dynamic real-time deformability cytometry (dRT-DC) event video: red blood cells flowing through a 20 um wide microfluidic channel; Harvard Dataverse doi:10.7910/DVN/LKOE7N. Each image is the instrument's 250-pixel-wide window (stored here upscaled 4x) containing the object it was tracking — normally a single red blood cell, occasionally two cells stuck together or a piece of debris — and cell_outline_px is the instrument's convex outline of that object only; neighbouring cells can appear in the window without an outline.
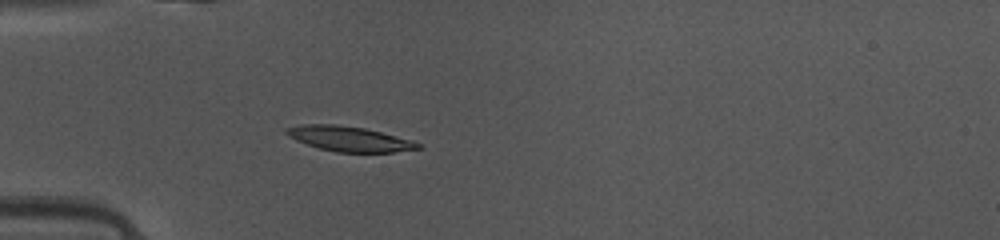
{"species": "common noctule bat (a hibernating species)", "species_latin": "Nyctalus noctula", "temperature_condition": "warm", "stored_images_in_passage": 35, "camera_frame_rate_fps": 3000, "um_per_image_px": 0.085, "animal": {"sex": "female", "body_mass_g": 10.0, "forearm_length_mm": 53.1}, "frame": {"image": 1, "passage_image": 1, "time_ms": 0.0, "image_size_px": [1000, 240], "cell_outline_px": [[424, 148], [392, 152], [336, 152], [320, 148], [296, 140], [288, 136], [284, 132], [284, 128], [300, 124], [336, 124], [364, 128], [412, 140], [420, 144]], "centroid_in_image_um": [29.66, 11.79], "position_along_channel_um": 55.3, "area_um2": 19.13}}
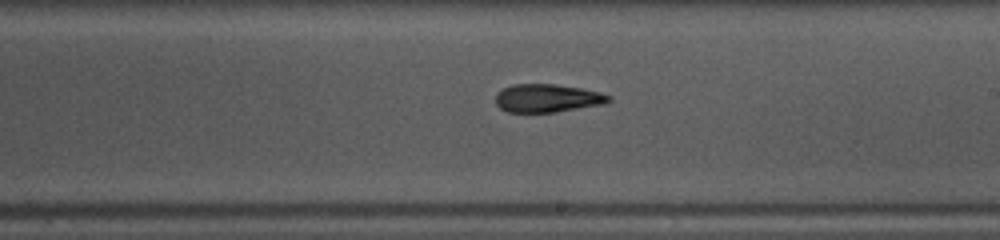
{"frame": {"image": 2, "passage_image": 15, "time_ms": 4.667, "image_size_px": [1000, 240], "cell_outline_px": [[612, 100], [604, 104], [552, 112], [508, 112], [500, 108], [496, 104], [496, 96], [504, 88], [512, 84], [556, 84], [580, 88], [600, 92], [612, 96]], "centroid_in_image_um": [46.55, 8.34], "position_along_channel_um": 242.5, "area_um2": 18.44}}
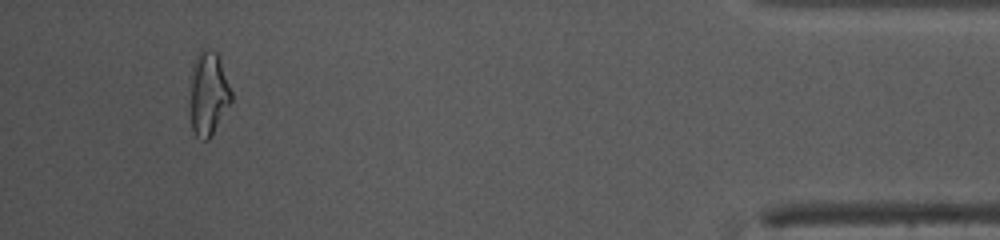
{"frame": {"image": 3, "passage_image": 32, "time_ms": 10.333, "image_size_px": [1000, 240], "cell_outline_px": [[232, 100], [208, 140], [204, 140], [196, 136], [192, 128], [192, 64], [200, 48], [208, 48], [216, 52], [220, 60], [232, 92]], "centroid_in_image_um": [17.73, 7.9], "position_along_channel_um": 417.5, "area_um2": 19.54}, "authors_computed_cell_mechanics": {"area_um2": 19.1318, "velocity_mm_per_s": 4.1491, "shape_relaxation_time_tau1_ms": 6.0871, "shape_relaxation_time_tau2_ms": 2.4679, "deformation_change_tau1": 0.1981, "deformation_change_tau2": 0.1073}}